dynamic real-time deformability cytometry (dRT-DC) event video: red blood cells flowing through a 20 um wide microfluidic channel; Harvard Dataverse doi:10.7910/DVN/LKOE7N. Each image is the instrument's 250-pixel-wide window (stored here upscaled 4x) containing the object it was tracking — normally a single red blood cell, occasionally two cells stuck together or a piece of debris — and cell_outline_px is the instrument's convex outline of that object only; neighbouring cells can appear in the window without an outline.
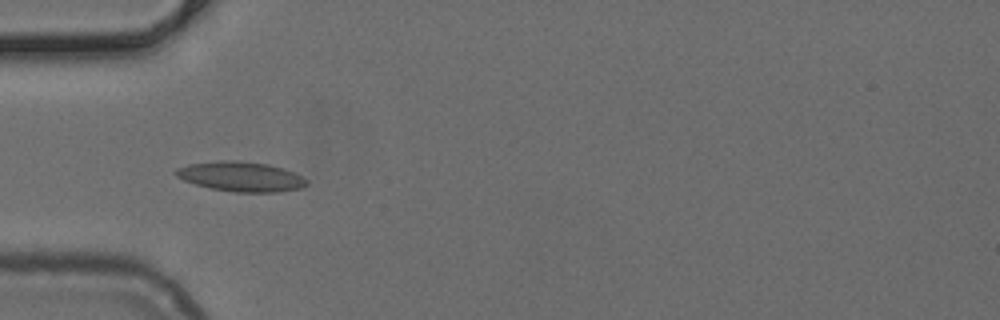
{"species": "common noctule bat (a hibernating species)", "species_latin": "Nyctalus noctula", "temperature_condition": "cold", "stored_images_in_passage": 19, "camera_frame_rate_fps": 3000, "um_per_image_px": 0.085, "animal": {"sex": "female", "body_mass_g": 24.6, "forearm_length_mm": 56.2}, "frame": {"image": 1, "passage_image": 8, "time_ms": 2.333, "image_size_px": [1000, 320], "cell_outline_px": [[308, 184], [300, 188], [280, 192], [236, 192], [212, 188], [196, 184], [184, 180], [176, 176], [172, 172], [176, 168], [188, 164], [220, 160], [236, 160], [268, 164], [284, 168], [308, 180]], "centroid_in_image_um": [20.46, 15.0], "position_along_channel_um": 64.5, "area_um2": 22.72}}
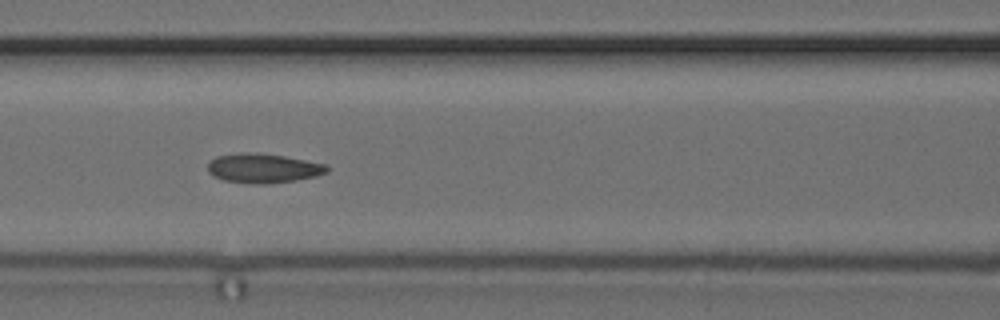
{"frame": {"image": 2, "passage_image": 14, "time_ms": 4.333, "image_size_px": [1000, 320], "cell_outline_px": [[332, 168], [328, 172], [316, 176], [296, 180], [268, 184], [252, 184], [224, 180], [212, 176], [208, 172], [208, 164], [216, 156], [240, 152], [256, 152], [284, 156], [324, 164]], "centroid_in_image_um": [22.37, 14.3], "position_along_channel_um": 144.2, "area_um2": 20.58}}
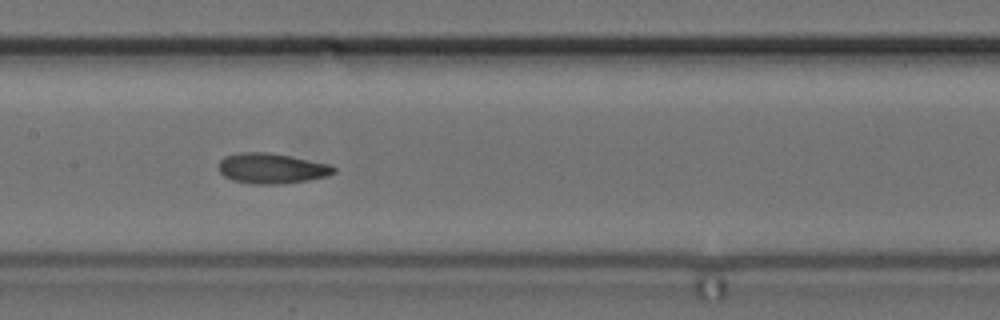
{"frame": {"image": 3, "passage_image": 17, "time_ms": 5.333, "image_size_px": [1000, 320], "cell_outline_px": [[336, 172], [328, 176], [308, 180], [284, 184], [252, 184], [232, 180], [224, 176], [220, 172], [220, 160], [224, 156], [240, 152], [268, 152], [332, 164], [336, 168]], "centroid_in_image_um": [23.13, 14.31], "position_along_channel_um": 184.3, "area_um2": 20.52}}